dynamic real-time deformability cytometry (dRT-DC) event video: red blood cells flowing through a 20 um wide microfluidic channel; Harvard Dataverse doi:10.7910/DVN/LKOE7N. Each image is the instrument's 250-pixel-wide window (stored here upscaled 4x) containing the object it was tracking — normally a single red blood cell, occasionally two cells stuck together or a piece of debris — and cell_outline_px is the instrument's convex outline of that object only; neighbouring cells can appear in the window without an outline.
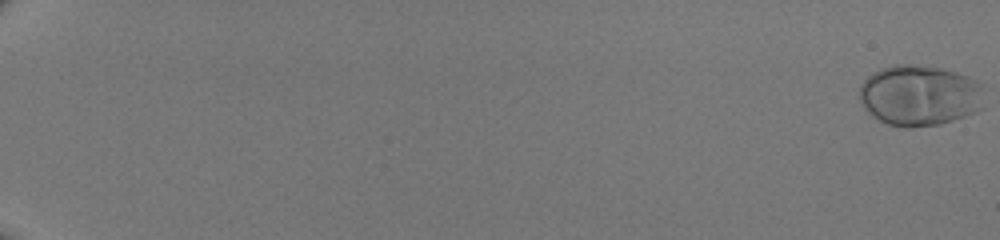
{"species": "human", "species_latin": "Homo sapiens", "temperature_condition": "room temperature", "stored_images_in_passage": 52, "camera_frame_rate_fps": 3000, "um_per_image_px": 0.085, "donor": {"sex": "male"}, "frame": {"image": 1, "passage_image": 1, "time_ms": 0.0, "image_size_px": [1000, 240], "cell_outline_px": [[984, 108], [976, 112], [940, 124], [908, 128], [904, 128], [888, 124], [872, 116], [860, 104], [860, 84], [872, 72], [880, 68], [892, 64], [916, 64], [940, 68], [956, 72], [968, 76], [984, 84]], "centroid_in_image_um": [78.18, 8.1], "position_along_channel_um": 6.8, "area_um2": 45.03}}
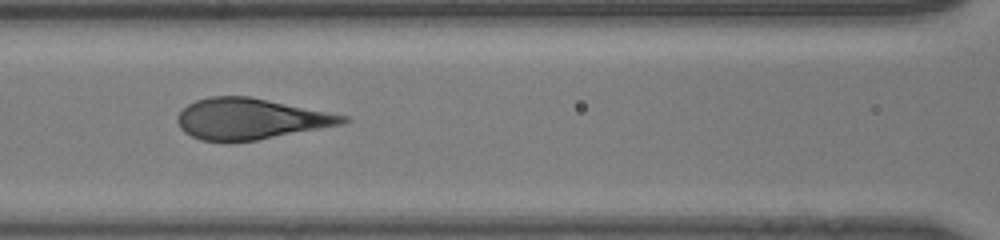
{"frame": {"image": 2, "passage_image": 28, "time_ms": 9.0, "image_size_px": [1000, 240], "cell_outline_px": [[352, 120], [344, 124], [256, 140], [200, 140], [184, 132], [180, 128], [176, 120], [176, 116], [188, 104], [196, 100], [208, 96], [248, 96], [348, 116]], "centroid_in_image_um": [21.28, 10.09], "position_along_channel_um": 145.3, "area_um2": 39.02}}
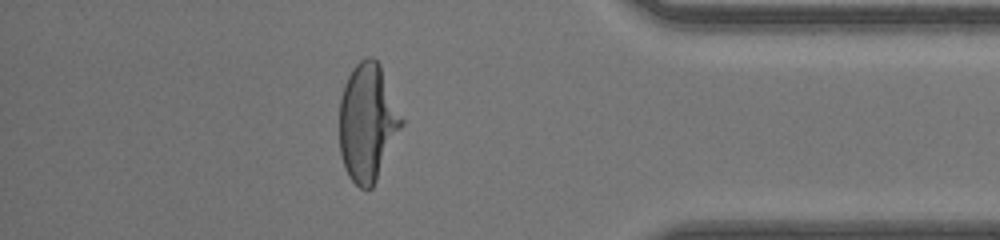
{"frame": {"image": 3, "passage_image": 47, "time_ms": 15.333, "image_size_px": [1000, 240], "cell_outline_px": [[404, 124], [372, 188], [360, 188], [348, 176], [344, 168], [340, 152], [340, 100], [344, 84], [352, 68], [360, 60], [368, 56], [372, 56], [380, 64], [404, 120]], "centroid_in_image_um": [31.25, 10.39], "position_along_channel_um": 404.0, "area_um2": 42.6}}